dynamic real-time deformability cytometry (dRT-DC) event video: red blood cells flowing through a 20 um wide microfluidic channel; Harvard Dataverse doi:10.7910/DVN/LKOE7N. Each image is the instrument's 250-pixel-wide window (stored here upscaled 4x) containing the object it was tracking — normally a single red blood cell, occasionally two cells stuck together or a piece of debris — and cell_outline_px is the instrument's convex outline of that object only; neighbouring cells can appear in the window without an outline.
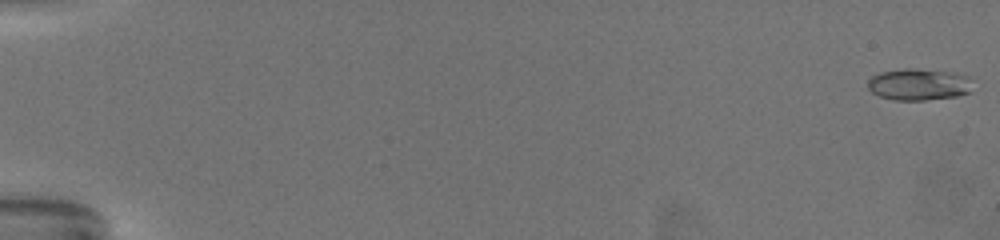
{"species": "common noctule bat (a hibernating species)", "species_latin": "Nyctalus noctula", "temperature_condition": "warm", "stored_images_in_passage": 64, "camera_frame_rate_fps": 3000, "um_per_image_px": 0.085, "animal": {"sex": "female", "body_mass_g": 19.5, "forearm_length_mm": 54.1}, "frame": {"image": 1, "passage_image": 1, "time_ms": 0.0, "image_size_px": [1000, 240], "cell_outline_px": [[972, 76], [968, 92], [956, 96], [924, 100], [892, 100], [880, 96], [872, 92], [868, 88], [868, 80], [872, 76], [880, 72], [904, 68], [916, 68], [948, 72]], "centroid_in_image_um": [78.06, 7.17], "position_along_channel_um": 6.9, "area_um2": 19.31}}
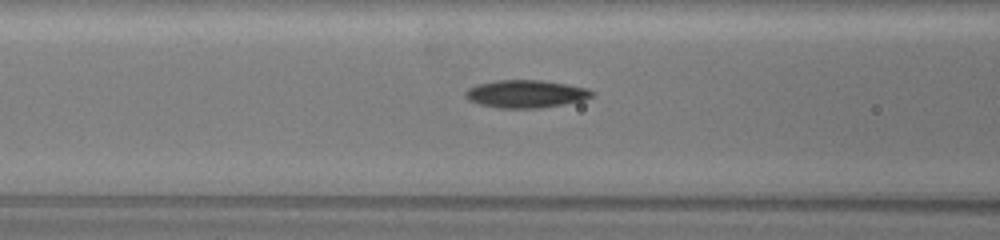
{"frame": {"image": 2, "passage_image": 29, "time_ms": 9.333, "image_size_px": [1000, 240], "cell_outline_px": [[596, 92], [592, 96], [580, 100], [564, 104], [540, 108], [496, 108], [480, 104], [468, 100], [464, 96], [464, 92], [468, 88], [476, 84], [496, 80], [544, 80], [588, 88]], "centroid_in_image_um": [44.66, 7.97], "position_along_channel_um": 121.9, "area_um2": 20.58}}
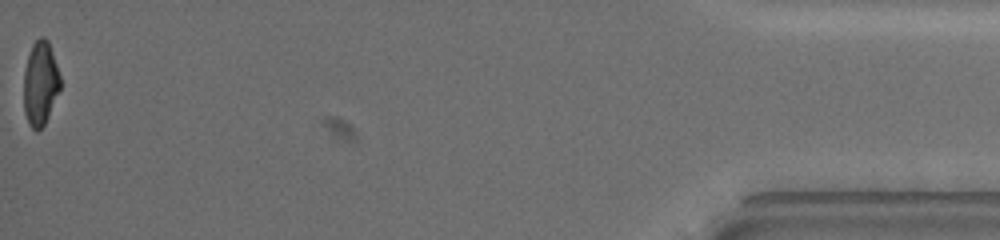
{"frame": {"image": 3, "passage_image": 64, "time_ms": 21.0, "image_size_px": [1000, 240], "cell_outline_px": [[60, 88], [48, 116], [44, 124], [36, 132], [28, 124], [24, 112], [24, 72], [28, 56], [32, 44], [40, 36], [44, 36], [48, 40], [60, 76]], "centroid_in_image_um": [3.42, 7.08], "position_along_channel_um": 431.8, "area_um2": 17.74}, "authors_computed_cell_mechanics": {"area_um2": 18.7561, "velocity_mm_per_s": 3.4039, "shape_relaxation_time_tau1_ms": 7.7339, "shape_relaxation_time_tau2_ms": 2.3164, "deformation_change_tau1": 0.2324, "deformation_change_tau2": 0.086}}